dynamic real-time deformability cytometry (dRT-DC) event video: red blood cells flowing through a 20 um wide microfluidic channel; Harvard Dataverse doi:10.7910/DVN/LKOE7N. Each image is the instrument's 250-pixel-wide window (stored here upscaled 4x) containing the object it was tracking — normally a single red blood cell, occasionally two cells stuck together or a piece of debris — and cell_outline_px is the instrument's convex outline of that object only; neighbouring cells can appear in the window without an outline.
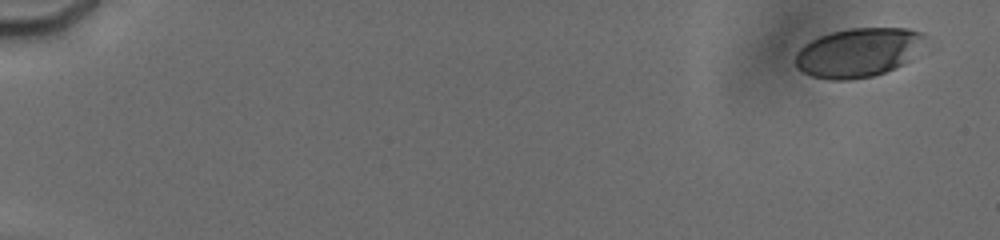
{"species": "human", "species_latin": "Homo sapiens", "temperature_condition": "cold", "stored_images_in_passage": 12, "camera_frame_rate_fps": 3000, "um_per_image_px": 0.085, "donor": {"sex": "male"}, "frame": {"image": 1, "passage_image": 3, "time_ms": 1.0, "image_size_px": [1000, 240], "cell_outline_px": [[924, 36], [912, 60], [896, 68], [872, 76], [848, 80], [828, 80], [812, 76], [804, 72], [796, 64], [796, 52], [804, 44], [820, 36], [832, 32], [852, 28], [908, 28], [920, 32]], "centroid_in_image_um": [72.93, 4.47], "position_along_channel_um": 12.1, "area_um2": 36.76}}
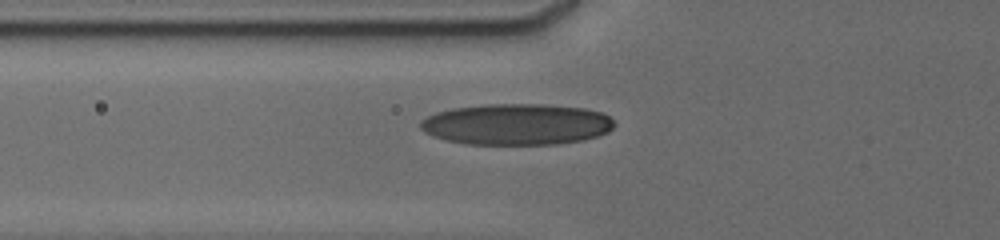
{"frame": {"image": 2, "passage_image": 12, "time_ms": 7.667, "image_size_px": [1000, 240], "cell_outline_px": [[616, 124], [608, 132], [596, 136], [580, 140], [556, 144], [468, 144], [448, 140], [432, 136], [424, 132], [420, 128], [420, 120], [436, 112], [452, 108], [484, 104], [540, 104], [584, 108], [600, 112], [608, 116]], "centroid_in_image_um": [43.88, 10.56], "position_along_channel_um": 81.9, "area_um2": 46.47}}